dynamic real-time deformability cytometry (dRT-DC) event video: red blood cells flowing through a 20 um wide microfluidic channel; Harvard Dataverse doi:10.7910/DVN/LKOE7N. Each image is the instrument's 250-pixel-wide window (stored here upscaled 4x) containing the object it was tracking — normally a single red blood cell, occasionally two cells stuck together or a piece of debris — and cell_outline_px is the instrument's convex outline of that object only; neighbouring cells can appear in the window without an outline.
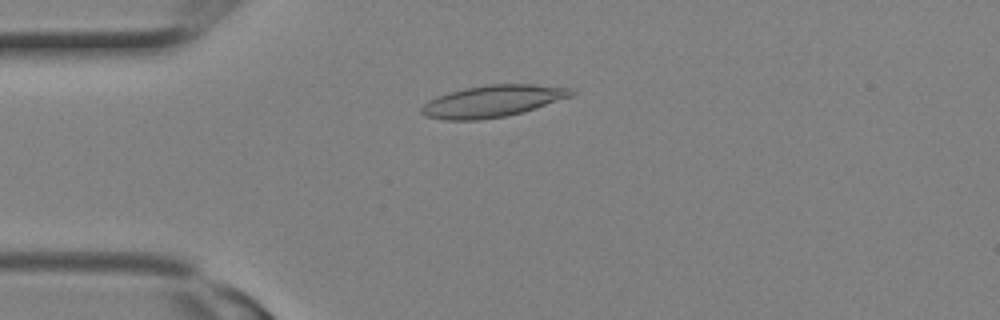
{"species": "Egyptian fruit bat (a non-hibernating species)", "species_latin": "Rousettus aegyptiacus", "temperature_condition": "room temperature", "stored_images_in_passage": 10, "camera_frame_rate_fps": 3000, "um_per_image_px": 0.085, "animal": {"sex": "female"}, "frame": {"image": 1, "passage_image": 7, "time_ms": 2.0, "image_size_px": [1000, 320], "cell_outline_px": [[576, 92], [572, 96], [524, 112], [504, 116], [480, 120], [448, 120], [424, 116], [420, 112], [420, 108], [428, 100], [436, 96], [464, 88], [488, 84], [532, 84], [572, 88]], "centroid_in_image_um": [41.86, 8.6], "position_along_channel_um": 43.1, "area_um2": 27.86}}
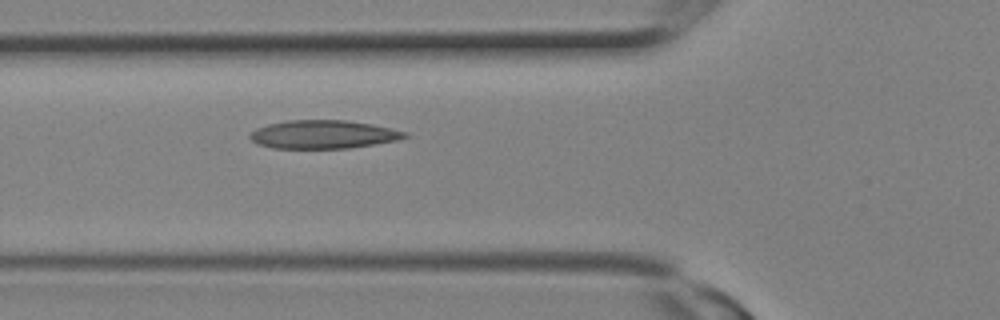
{"frame": {"image": 2, "passage_image": 10, "time_ms": 3.0, "image_size_px": [1000, 320], "cell_outline_px": [[408, 136], [400, 140], [348, 148], [272, 148], [256, 144], [248, 136], [256, 128], [268, 124], [288, 120], [344, 120], [372, 124], [392, 128], [408, 132]], "centroid_in_image_um": [27.49, 11.42], "position_along_channel_um": 98.3, "area_um2": 25.66}}